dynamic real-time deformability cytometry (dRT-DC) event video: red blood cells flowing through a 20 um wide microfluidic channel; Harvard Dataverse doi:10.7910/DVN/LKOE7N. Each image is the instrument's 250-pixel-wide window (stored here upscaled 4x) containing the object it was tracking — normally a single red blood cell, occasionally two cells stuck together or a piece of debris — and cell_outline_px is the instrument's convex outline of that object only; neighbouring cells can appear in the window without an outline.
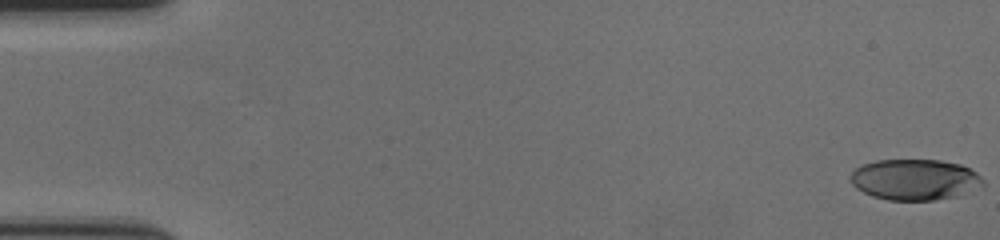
{"species": "human", "species_latin": "Homo sapiens", "temperature_condition": "cold", "stored_images_in_passage": 59, "camera_frame_rate_fps": 3000, "um_per_image_px": 0.085, "donor": {"sex": "female"}, "frame": {"image": 1, "passage_image": 1, "time_ms": 0.0, "image_size_px": [1000, 240], "cell_outline_px": [[984, 188], [956, 196], [936, 200], [888, 200], [872, 196], [856, 188], [852, 184], [848, 176], [860, 164], [876, 160], [940, 160], [960, 164], [976, 172], [984, 180]], "centroid_in_image_um": [77.77, 15.27], "position_along_channel_um": 7.2, "area_um2": 32.02}}
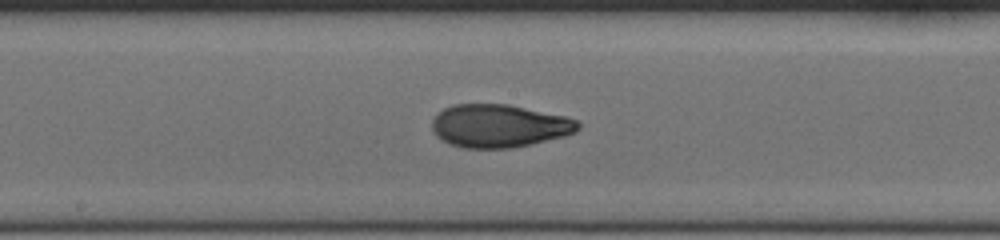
{"frame": {"image": 2, "passage_image": 32, "time_ms": 10.333, "image_size_px": [1000, 240], "cell_outline_px": [[580, 128], [576, 132], [564, 136], [532, 144], [512, 148], [464, 148], [448, 144], [436, 136], [432, 132], [432, 120], [436, 112], [452, 104], [508, 104], [564, 116], [576, 120], [580, 124]], "centroid_in_image_um": [42.38, 10.7], "position_along_channel_um": 205.8, "area_um2": 36.88}}
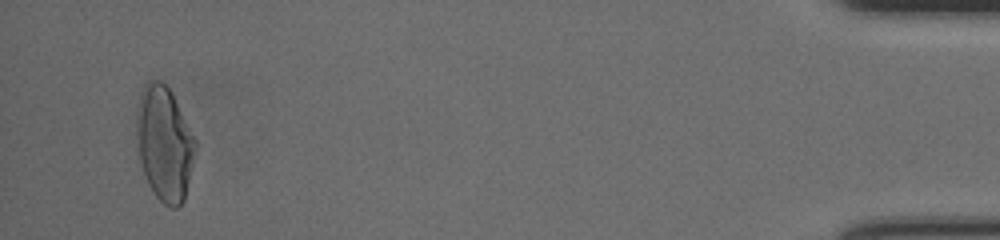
{"frame": {"image": 3, "passage_image": 57, "time_ms": 18.667, "image_size_px": [1000, 240], "cell_outline_px": [[196, 144], [184, 200], [176, 208], [172, 208], [164, 204], [156, 196], [148, 184], [144, 176], [140, 160], [136, 136], [136, 120], [140, 96], [144, 84], [148, 80], [160, 80], [172, 92], [196, 140]], "centroid_in_image_um": [13.95, 12.18], "position_along_channel_um": 421.2, "area_um2": 38.9}, "authors_computed_cell_mechanics": {"area_um2": 35.836, "velocity_mm_per_s": 3.5481, "shape_relaxation_time_tau1_ms": 8.6302, "shape_relaxation_time_tau2_ms": 2.0706, "deformation_change_tau1": 0.2793, "deformation_change_tau2": 0.0732}}